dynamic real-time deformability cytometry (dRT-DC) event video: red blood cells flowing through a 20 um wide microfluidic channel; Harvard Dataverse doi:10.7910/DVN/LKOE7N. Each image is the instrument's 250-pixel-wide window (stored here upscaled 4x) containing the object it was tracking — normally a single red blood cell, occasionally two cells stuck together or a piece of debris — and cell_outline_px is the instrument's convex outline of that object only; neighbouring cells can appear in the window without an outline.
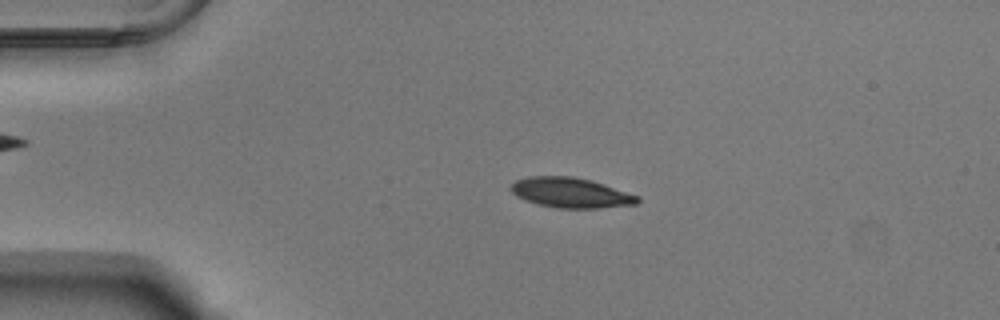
{"species": "Egyptian fruit bat (a non-hibernating species)", "species_latin": "Rousettus aegyptiacus", "temperature_condition": "warm", "stored_images_in_passage": 54, "camera_frame_rate_fps": 3000, "um_per_image_px": 0.085, "animal": {"sex": "male"}, "frame": {"image": 1, "passage_image": 12, "time_ms": 3.667, "image_size_px": [1000, 320], "cell_outline_px": [[640, 200], [636, 204], [600, 208], [556, 208], [540, 204], [516, 196], [512, 192], [512, 184], [516, 180], [528, 176], [572, 176], [592, 180], [640, 196]], "centroid_in_image_um": [48.56, 16.37], "position_along_channel_um": 36.4, "area_um2": 22.08}}
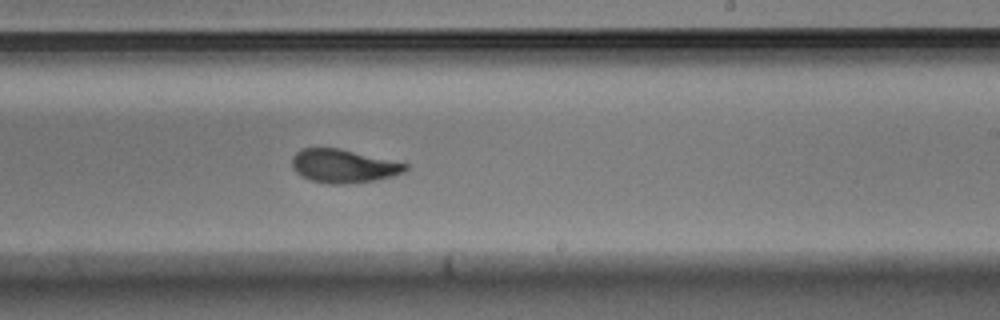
{"frame": {"image": 2, "passage_image": 33, "time_ms": 10.667, "image_size_px": [1000, 320], "cell_outline_px": [[408, 168], [404, 172], [392, 176], [376, 180], [344, 184], [328, 184], [312, 180], [300, 176], [292, 168], [292, 156], [296, 152], [304, 148], [340, 148], [408, 164]], "centroid_in_image_um": [29.17, 14.11], "position_along_channel_um": 259.8, "area_um2": 22.08}}
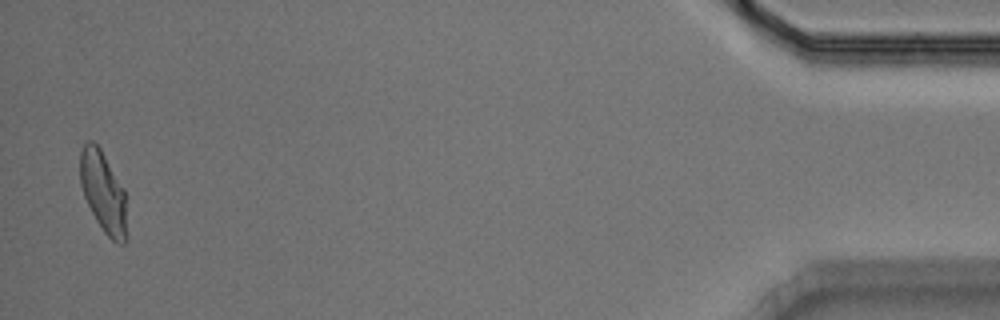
{"frame": {"image": 3, "passage_image": 53, "time_ms": 17.333, "image_size_px": [1000, 320], "cell_outline_px": [[124, 244], [120, 244], [112, 240], [104, 232], [96, 220], [84, 196], [80, 184], [80, 152], [84, 144], [88, 140], [92, 140], [100, 148], [124, 188]], "centroid_in_image_um": [8.72, 16.25], "position_along_channel_um": 426.5, "area_um2": 21.39}, "authors_computed_cell_mechanics": {"area_um2": 22.4553, "velocity_mm_per_s": 3.7605, "shape_relaxation_time_tau1_ms": 3.0706, "shape_relaxation_time_tau2_ms": 1.3687, "deformation_change_tau1": 0.1497, "deformation_change_tau2": 0.058}}